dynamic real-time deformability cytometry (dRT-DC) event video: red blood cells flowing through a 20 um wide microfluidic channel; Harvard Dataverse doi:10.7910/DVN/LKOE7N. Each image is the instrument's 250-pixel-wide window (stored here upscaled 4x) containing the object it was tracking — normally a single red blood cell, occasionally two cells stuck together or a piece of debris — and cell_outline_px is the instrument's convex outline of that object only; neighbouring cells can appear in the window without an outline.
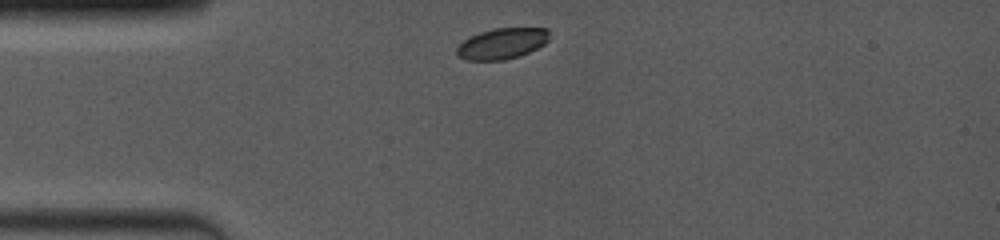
{"species": "common noctule bat (a hibernating species)", "species_latin": "Nyctalus noctula", "temperature_condition": "room temperature", "stored_images_in_passage": 6, "camera_frame_rate_fps": 4000, "um_per_image_px": 0.085, "animal": {"sex": "female", "body_mass_g": 19.0, "forearm_length_mm": 53.3}, "frame": {"image": 1, "passage_image": 1, "time_ms": 0.0, "image_size_px": [1000, 240], "cell_outline_px": [[548, 40], [544, 44], [528, 52], [504, 60], [468, 60], [456, 56], [456, 48], [464, 40], [480, 32], [492, 28], [548, 28]], "centroid_in_image_um": [42.64, 3.7], "position_along_channel_um": 42.4, "area_um2": 16.47}}
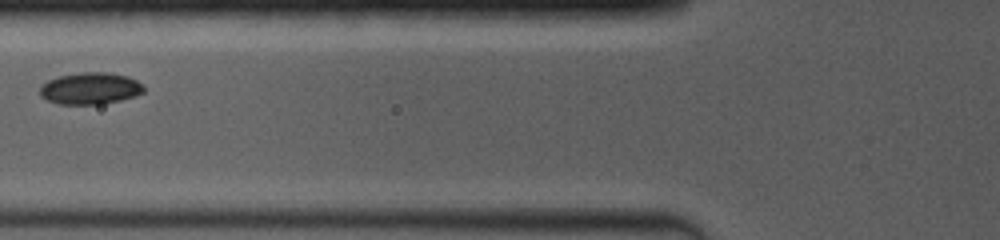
{"frame": {"image": 2, "passage_image": 4, "time_ms": 2.5, "image_size_px": [1000, 240], "cell_outline_px": [[144, 92], [136, 96], [120, 100], [100, 104], [56, 104], [40, 96], [40, 84], [48, 80], [60, 76], [80, 72], [108, 72], [128, 76], [136, 80], [144, 88]], "centroid_in_image_um": [7.65, 7.51], "position_along_channel_um": 118.2, "area_um2": 19.31}}
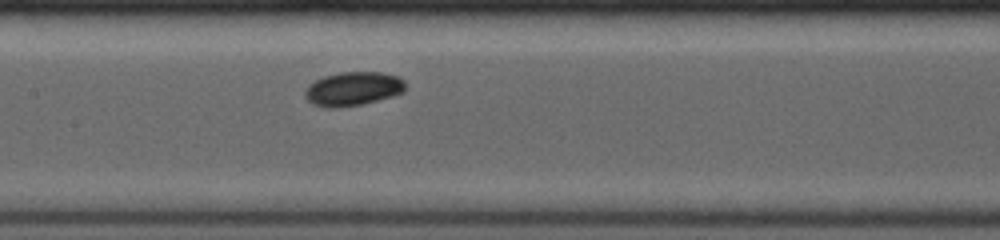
{"frame": {"image": 3, "passage_image": 6, "time_ms": 4.0, "image_size_px": [1000, 240], "cell_outline_px": [[404, 92], [392, 96], [360, 104], [336, 108], [324, 108], [312, 104], [304, 96], [304, 92], [308, 84], [324, 76], [340, 72], [384, 72], [396, 76], [404, 80]], "centroid_in_image_um": [29.97, 7.55], "position_along_channel_um": 177.4, "area_um2": 19.83}}